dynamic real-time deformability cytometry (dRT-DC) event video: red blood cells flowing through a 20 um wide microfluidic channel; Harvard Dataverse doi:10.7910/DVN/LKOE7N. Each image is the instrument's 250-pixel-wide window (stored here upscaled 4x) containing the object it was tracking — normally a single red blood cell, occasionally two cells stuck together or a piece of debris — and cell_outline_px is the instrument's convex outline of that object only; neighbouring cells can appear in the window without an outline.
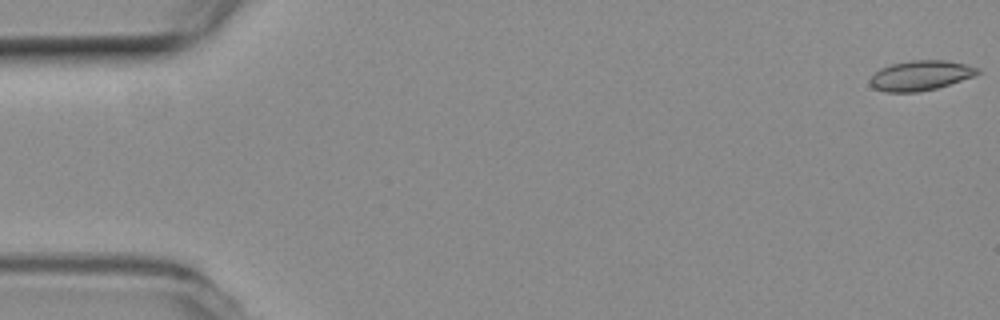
{"species": "common noctule bat (a hibernating species)", "species_latin": "Nyctalus noctula", "temperature_condition": "room temperature", "stored_images_in_passage": 57, "camera_frame_rate_fps": 3000, "um_per_image_px": 0.085, "animal": {"sex": "female", "body_mass_g": 19.3, "forearm_length_mm": 54.1}, "frame": {"image": 1, "passage_image": 1, "time_ms": 0.0, "image_size_px": [1000, 320], "cell_outline_px": [[980, 72], [976, 76], [936, 88], [916, 92], [888, 92], [872, 88], [868, 80], [880, 68], [892, 64], [912, 60], [944, 60], [964, 64], [980, 68]], "centroid_in_image_um": [78.25, 6.42], "position_along_channel_um": 6.8, "area_um2": 18.73}}
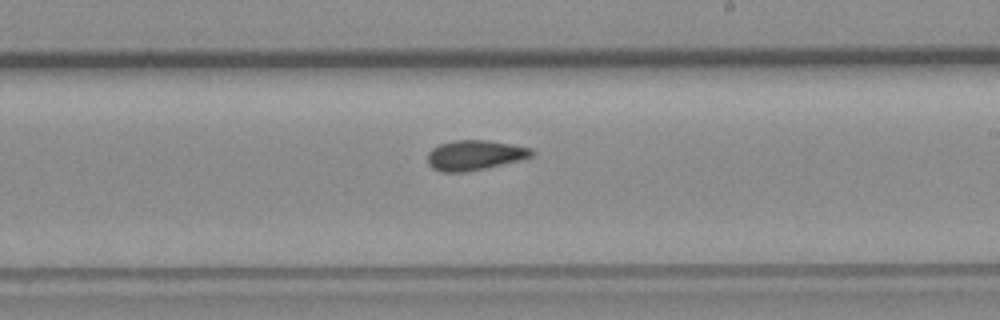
{"frame": {"image": 2, "passage_image": 33, "time_ms": 10.667, "image_size_px": [1000, 320], "cell_outline_px": [[536, 152], [532, 156], [484, 168], [464, 172], [440, 172], [432, 168], [428, 164], [428, 152], [432, 148], [440, 144], [452, 140], [488, 140], [532, 148]], "centroid_in_image_um": [40.31, 13.18], "position_along_channel_um": 248.7, "area_um2": 18.03}}
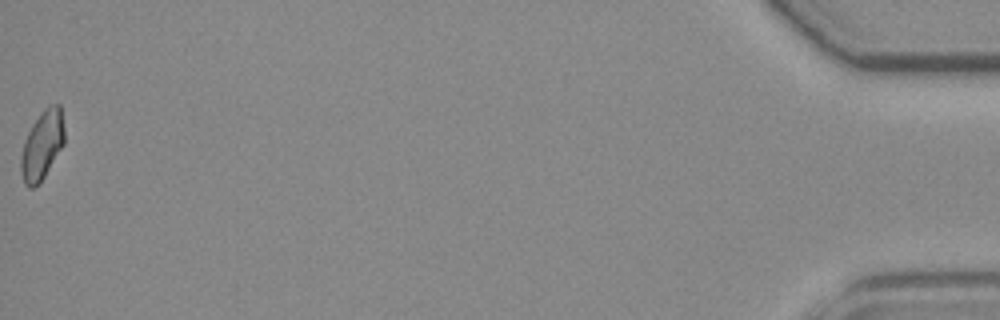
{"frame": {"image": 3, "passage_image": 57, "time_ms": 18.667, "image_size_px": [1000, 320], "cell_outline_px": [[64, 144], [44, 176], [32, 188], [28, 188], [24, 184], [20, 172], [20, 156], [24, 140], [32, 124], [40, 112], [48, 104], [60, 104], [64, 128]], "centroid_in_image_um": [3.56, 12.31], "position_along_channel_um": 431.6, "area_um2": 17.51}, "authors_computed_cell_mechanics": {"area_um2": 17.9758, "velocity_mm_per_s": 3.6305, "shape_relaxation_time_tau1_ms": null, "shape_relaxation_time_tau2_ms": 3.4529, "deformation_change_tau1": null, "deformation_change_tau2": 0.0836}}